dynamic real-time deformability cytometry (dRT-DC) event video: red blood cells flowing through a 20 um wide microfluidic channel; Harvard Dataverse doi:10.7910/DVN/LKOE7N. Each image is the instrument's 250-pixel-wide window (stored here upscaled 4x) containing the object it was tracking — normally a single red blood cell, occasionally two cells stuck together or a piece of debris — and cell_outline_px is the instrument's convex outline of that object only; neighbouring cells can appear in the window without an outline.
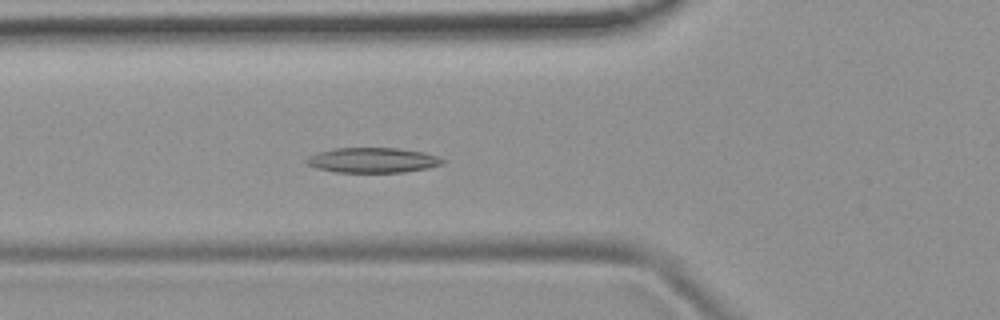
{"species": "common noctule bat (a hibernating species)", "species_latin": "Nyctalus noctula", "temperature_condition": "room temperature", "stored_images_in_passage": 5, "camera_frame_rate_fps": 3000, "um_per_image_px": 0.085, "animal": {"sex": "female", "body_mass_g": 19.9}, "frame": {"image": 1, "passage_image": 5, "time_ms": 5.667, "image_size_px": [1000, 320], "cell_outline_px": [[444, 164], [428, 168], [404, 172], [336, 172], [316, 168], [308, 164], [304, 160], [308, 156], [320, 152], [336, 148], [400, 148], [424, 152], [436, 156], [444, 160]], "centroid_in_image_um": [31.69, 13.61], "position_along_channel_um": 94.1, "area_um2": 19.83}}